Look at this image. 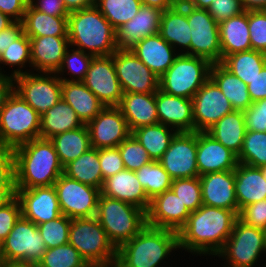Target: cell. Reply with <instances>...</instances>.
<instances>
[{"mask_svg":"<svg viewBox=\"0 0 266 267\" xmlns=\"http://www.w3.org/2000/svg\"><path fill=\"white\" fill-rule=\"evenodd\" d=\"M196 155L197 132H177L158 162L172 180L193 178L199 176Z\"/></svg>","mask_w":266,"mask_h":267,"instance_id":"cell-15","label":"cell"},{"mask_svg":"<svg viewBox=\"0 0 266 267\" xmlns=\"http://www.w3.org/2000/svg\"><path fill=\"white\" fill-rule=\"evenodd\" d=\"M196 161L199 176L234 170L238 164L237 155L207 132H197Z\"/></svg>","mask_w":266,"mask_h":267,"instance_id":"cell-22","label":"cell"},{"mask_svg":"<svg viewBox=\"0 0 266 267\" xmlns=\"http://www.w3.org/2000/svg\"><path fill=\"white\" fill-rule=\"evenodd\" d=\"M199 178L203 205L233 210L238 214L234 170L208 173Z\"/></svg>","mask_w":266,"mask_h":267,"instance_id":"cell-23","label":"cell"},{"mask_svg":"<svg viewBox=\"0 0 266 267\" xmlns=\"http://www.w3.org/2000/svg\"><path fill=\"white\" fill-rule=\"evenodd\" d=\"M248 26V11L219 23L222 60L230 54L252 50Z\"/></svg>","mask_w":266,"mask_h":267,"instance_id":"cell-32","label":"cell"},{"mask_svg":"<svg viewBox=\"0 0 266 267\" xmlns=\"http://www.w3.org/2000/svg\"><path fill=\"white\" fill-rule=\"evenodd\" d=\"M70 224L71 219L62 214L54 220L37 225L47 249L68 243Z\"/></svg>","mask_w":266,"mask_h":267,"instance_id":"cell-46","label":"cell"},{"mask_svg":"<svg viewBox=\"0 0 266 267\" xmlns=\"http://www.w3.org/2000/svg\"><path fill=\"white\" fill-rule=\"evenodd\" d=\"M248 26L252 50L266 53V11H248Z\"/></svg>","mask_w":266,"mask_h":267,"instance_id":"cell-50","label":"cell"},{"mask_svg":"<svg viewBox=\"0 0 266 267\" xmlns=\"http://www.w3.org/2000/svg\"><path fill=\"white\" fill-rule=\"evenodd\" d=\"M156 107L159 123L173 128V131L194 132L192 99L170 95L159 89Z\"/></svg>","mask_w":266,"mask_h":267,"instance_id":"cell-24","label":"cell"},{"mask_svg":"<svg viewBox=\"0 0 266 267\" xmlns=\"http://www.w3.org/2000/svg\"><path fill=\"white\" fill-rule=\"evenodd\" d=\"M5 261H20L37 265L47 250L41 234L33 222L22 215L1 243Z\"/></svg>","mask_w":266,"mask_h":267,"instance_id":"cell-12","label":"cell"},{"mask_svg":"<svg viewBox=\"0 0 266 267\" xmlns=\"http://www.w3.org/2000/svg\"><path fill=\"white\" fill-rule=\"evenodd\" d=\"M243 115L246 131L266 132V98L252 103Z\"/></svg>","mask_w":266,"mask_h":267,"instance_id":"cell-51","label":"cell"},{"mask_svg":"<svg viewBox=\"0 0 266 267\" xmlns=\"http://www.w3.org/2000/svg\"><path fill=\"white\" fill-rule=\"evenodd\" d=\"M38 1V2H37ZM31 0L28 2L35 10L51 16H69L63 0Z\"/></svg>","mask_w":266,"mask_h":267,"instance_id":"cell-57","label":"cell"},{"mask_svg":"<svg viewBox=\"0 0 266 267\" xmlns=\"http://www.w3.org/2000/svg\"><path fill=\"white\" fill-rule=\"evenodd\" d=\"M64 175L101 189L103 185V176L99 163V149L90 148L74 161L64 167Z\"/></svg>","mask_w":266,"mask_h":267,"instance_id":"cell-38","label":"cell"},{"mask_svg":"<svg viewBox=\"0 0 266 267\" xmlns=\"http://www.w3.org/2000/svg\"><path fill=\"white\" fill-rule=\"evenodd\" d=\"M239 212L249 204L266 199V180L259 167L238 163L234 169Z\"/></svg>","mask_w":266,"mask_h":267,"instance_id":"cell-30","label":"cell"},{"mask_svg":"<svg viewBox=\"0 0 266 267\" xmlns=\"http://www.w3.org/2000/svg\"><path fill=\"white\" fill-rule=\"evenodd\" d=\"M238 163L253 167L266 165V132L246 131Z\"/></svg>","mask_w":266,"mask_h":267,"instance_id":"cell-43","label":"cell"},{"mask_svg":"<svg viewBox=\"0 0 266 267\" xmlns=\"http://www.w3.org/2000/svg\"><path fill=\"white\" fill-rule=\"evenodd\" d=\"M21 215V205L17 197L0 207V244L9 235Z\"/></svg>","mask_w":266,"mask_h":267,"instance_id":"cell-53","label":"cell"},{"mask_svg":"<svg viewBox=\"0 0 266 267\" xmlns=\"http://www.w3.org/2000/svg\"><path fill=\"white\" fill-rule=\"evenodd\" d=\"M40 118L41 115L14 91L0 110V147L13 149L40 138Z\"/></svg>","mask_w":266,"mask_h":267,"instance_id":"cell-6","label":"cell"},{"mask_svg":"<svg viewBox=\"0 0 266 267\" xmlns=\"http://www.w3.org/2000/svg\"><path fill=\"white\" fill-rule=\"evenodd\" d=\"M99 163L103 181L125 169L118 147L99 149Z\"/></svg>","mask_w":266,"mask_h":267,"instance_id":"cell-52","label":"cell"},{"mask_svg":"<svg viewBox=\"0 0 266 267\" xmlns=\"http://www.w3.org/2000/svg\"><path fill=\"white\" fill-rule=\"evenodd\" d=\"M57 192L61 213L70 219L95 217L99 188L83 184L64 174L53 185Z\"/></svg>","mask_w":266,"mask_h":267,"instance_id":"cell-11","label":"cell"},{"mask_svg":"<svg viewBox=\"0 0 266 267\" xmlns=\"http://www.w3.org/2000/svg\"><path fill=\"white\" fill-rule=\"evenodd\" d=\"M162 13L160 9L142 5L130 21L116 29L117 49H130L144 38L158 34Z\"/></svg>","mask_w":266,"mask_h":267,"instance_id":"cell-21","label":"cell"},{"mask_svg":"<svg viewBox=\"0 0 266 267\" xmlns=\"http://www.w3.org/2000/svg\"><path fill=\"white\" fill-rule=\"evenodd\" d=\"M68 243L88 264L115 266L117 249L96 217L71 219Z\"/></svg>","mask_w":266,"mask_h":267,"instance_id":"cell-7","label":"cell"},{"mask_svg":"<svg viewBox=\"0 0 266 267\" xmlns=\"http://www.w3.org/2000/svg\"><path fill=\"white\" fill-rule=\"evenodd\" d=\"M3 267H36V265L20 261H5Z\"/></svg>","mask_w":266,"mask_h":267,"instance_id":"cell-68","label":"cell"},{"mask_svg":"<svg viewBox=\"0 0 266 267\" xmlns=\"http://www.w3.org/2000/svg\"><path fill=\"white\" fill-rule=\"evenodd\" d=\"M190 31L186 2L177 3L174 7L163 11L158 34L174 49L179 45L187 50L182 51L181 54L190 55Z\"/></svg>","mask_w":266,"mask_h":267,"instance_id":"cell-29","label":"cell"},{"mask_svg":"<svg viewBox=\"0 0 266 267\" xmlns=\"http://www.w3.org/2000/svg\"><path fill=\"white\" fill-rule=\"evenodd\" d=\"M135 173L150 200L171 189L172 179L158 161H151Z\"/></svg>","mask_w":266,"mask_h":267,"instance_id":"cell-41","label":"cell"},{"mask_svg":"<svg viewBox=\"0 0 266 267\" xmlns=\"http://www.w3.org/2000/svg\"><path fill=\"white\" fill-rule=\"evenodd\" d=\"M84 126L74 109L62 98L40 118V138L50 139Z\"/></svg>","mask_w":266,"mask_h":267,"instance_id":"cell-33","label":"cell"},{"mask_svg":"<svg viewBox=\"0 0 266 267\" xmlns=\"http://www.w3.org/2000/svg\"><path fill=\"white\" fill-rule=\"evenodd\" d=\"M116 249L137 235L146 224V212L132 204L100 194L96 216Z\"/></svg>","mask_w":266,"mask_h":267,"instance_id":"cell-5","label":"cell"},{"mask_svg":"<svg viewBox=\"0 0 266 267\" xmlns=\"http://www.w3.org/2000/svg\"><path fill=\"white\" fill-rule=\"evenodd\" d=\"M130 50L159 78L179 55L159 34L144 38Z\"/></svg>","mask_w":266,"mask_h":267,"instance_id":"cell-27","label":"cell"},{"mask_svg":"<svg viewBox=\"0 0 266 267\" xmlns=\"http://www.w3.org/2000/svg\"><path fill=\"white\" fill-rule=\"evenodd\" d=\"M206 132L238 156L246 133L243 111L234 110L226 114Z\"/></svg>","mask_w":266,"mask_h":267,"instance_id":"cell-34","label":"cell"},{"mask_svg":"<svg viewBox=\"0 0 266 267\" xmlns=\"http://www.w3.org/2000/svg\"><path fill=\"white\" fill-rule=\"evenodd\" d=\"M262 252L266 253L264 230L249 226L238 218L231 235L216 255L225 257L228 267H252Z\"/></svg>","mask_w":266,"mask_h":267,"instance_id":"cell-9","label":"cell"},{"mask_svg":"<svg viewBox=\"0 0 266 267\" xmlns=\"http://www.w3.org/2000/svg\"><path fill=\"white\" fill-rule=\"evenodd\" d=\"M23 33V24L17 21H14L9 27L0 31V55Z\"/></svg>","mask_w":266,"mask_h":267,"instance_id":"cell-60","label":"cell"},{"mask_svg":"<svg viewBox=\"0 0 266 267\" xmlns=\"http://www.w3.org/2000/svg\"><path fill=\"white\" fill-rule=\"evenodd\" d=\"M237 219L238 214L233 210L202 205L191 212L178 232V249L216 256L231 235Z\"/></svg>","mask_w":266,"mask_h":267,"instance_id":"cell-1","label":"cell"},{"mask_svg":"<svg viewBox=\"0 0 266 267\" xmlns=\"http://www.w3.org/2000/svg\"><path fill=\"white\" fill-rule=\"evenodd\" d=\"M30 63L31 66V43L30 38L23 33L19 38H17L12 44L0 55V64H5L6 66H19V70H14L11 76L15 78L16 76L28 73L21 71L25 68V63Z\"/></svg>","mask_w":266,"mask_h":267,"instance_id":"cell-45","label":"cell"},{"mask_svg":"<svg viewBox=\"0 0 266 267\" xmlns=\"http://www.w3.org/2000/svg\"><path fill=\"white\" fill-rule=\"evenodd\" d=\"M264 233H265V245H266V227L264 229Z\"/></svg>","mask_w":266,"mask_h":267,"instance_id":"cell-73","label":"cell"},{"mask_svg":"<svg viewBox=\"0 0 266 267\" xmlns=\"http://www.w3.org/2000/svg\"><path fill=\"white\" fill-rule=\"evenodd\" d=\"M214 0H186L185 2L197 9H207Z\"/></svg>","mask_w":266,"mask_h":267,"instance_id":"cell-66","label":"cell"},{"mask_svg":"<svg viewBox=\"0 0 266 267\" xmlns=\"http://www.w3.org/2000/svg\"><path fill=\"white\" fill-rule=\"evenodd\" d=\"M172 129L169 126L157 123L137 128L131 134L147 150L152 161H158L168 149L172 138L177 133V131L173 132Z\"/></svg>","mask_w":266,"mask_h":267,"instance_id":"cell-40","label":"cell"},{"mask_svg":"<svg viewBox=\"0 0 266 267\" xmlns=\"http://www.w3.org/2000/svg\"><path fill=\"white\" fill-rule=\"evenodd\" d=\"M247 89L252 103L266 98V65L252 81H249Z\"/></svg>","mask_w":266,"mask_h":267,"instance_id":"cell-59","label":"cell"},{"mask_svg":"<svg viewBox=\"0 0 266 267\" xmlns=\"http://www.w3.org/2000/svg\"><path fill=\"white\" fill-rule=\"evenodd\" d=\"M0 188H16L15 156L8 147H0Z\"/></svg>","mask_w":266,"mask_h":267,"instance_id":"cell-55","label":"cell"},{"mask_svg":"<svg viewBox=\"0 0 266 267\" xmlns=\"http://www.w3.org/2000/svg\"><path fill=\"white\" fill-rule=\"evenodd\" d=\"M91 147H118L130 134L127 121L118 106H106L87 124Z\"/></svg>","mask_w":266,"mask_h":267,"instance_id":"cell-18","label":"cell"},{"mask_svg":"<svg viewBox=\"0 0 266 267\" xmlns=\"http://www.w3.org/2000/svg\"><path fill=\"white\" fill-rule=\"evenodd\" d=\"M260 169L262 171V175H263L264 179L266 180V165L261 166Z\"/></svg>","mask_w":266,"mask_h":267,"instance_id":"cell-70","label":"cell"},{"mask_svg":"<svg viewBox=\"0 0 266 267\" xmlns=\"http://www.w3.org/2000/svg\"><path fill=\"white\" fill-rule=\"evenodd\" d=\"M50 141L63 167L92 148L87 125L58 134Z\"/></svg>","mask_w":266,"mask_h":267,"instance_id":"cell-37","label":"cell"},{"mask_svg":"<svg viewBox=\"0 0 266 267\" xmlns=\"http://www.w3.org/2000/svg\"><path fill=\"white\" fill-rule=\"evenodd\" d=\"M177 248V232L146 225L117 249L114 267H159L161 261Z\"/></svg>","mask_w":266,"mask_h":267,"instance_id":"cell-4","label":"cell"},{"mask_svg":"<svg viewBox=\"0 0 266 267\" xmlns=\"http://www.w3.org/2000/svg\"><path fill=\"white\" fill-rule=\"evenodd\" d=\"M93 57L94 56L85 53L79 49H67L63 57L62 64L56 74L59 75L67 69L69 71L68 73H71L72 79L69 80L66 78L59 77L62 81H83Z\"/></svg>","mask_w":266,"mask_h":267,"instance_id":"cell-48","label":"cell"},{"mask_svg":"<svg viewBox=\"0 0 266 267\" xmlns=\"http://www.w3.org/2000/svg\"><path fill=\"white\" fill-rule=\"evenodd\" d=\"M100 191L104 196L132 204L145 212L150 205V199L147 197L135 171L124 169L104 179Z\"/></svg>","mask_w":266,"mask_h":267,"instance_id":"cell-25","label":"cell"},{"mask_svg":"<svg viewBox=\"0 0 266 267\" xmlns=\"http://www.w3.org/2000/svg\"><path fill=\"white\" fill-rule=\"evenodd\" d=\"M27 5V0H0V11L14 21L22 22Z\"/></svg>","mask_w":266,"mask_h":267,"instance_id":"cell-58","label":"cell"},{"mask_svg":"<svg viewBox=\"0 0 266 267\" xmlns=\"http://www.w3.org/2000/svg\"><path fill=\"white\" fill-rule=\"evenodd\" d=\"M57 76L56 73L46 72L40 75L28 72L16 76L14 91L42 115L61 99L62 80Z\"/></svg>","mask_w":266,"mask_h":267,"instance_id":"cell-13","label":"cell"},{"mask_svg":"<svg viewBox=\"0 0 266 267\" xmlns=\"http://www.w3.org/2000/svg\"><path fill=\"white\" fill-rule=\"evenodd\" d=\"M115 32L95 5L71 12L68 16L67 36L70 46H77L85 53L88 51L94 57L109 56L117 50Z\"/></svg>","mask_w":266,"mask_h":267,"instance_id":"cell-3","label":"cell"},{"mask_svg":"<svg viewBox=\"0 0 266 267\" xmlns=\"http://www.w3.org/2000/svg\"><path fill=\"white\" fill-rule=\"evenodd\" d=\"M95 6L116 30L138 13L142 3L141 0H95Z\"/></svg>","mask_w":266,"mask_h":267,"instance_id":"cell-42","label":"cell"},{"mask_svg":"<svg viewBox=\"0 0 266 267\" xmlns=\"http://www.w3.org/2000/svg\"><path fill=\"white\" fill-rule=\"evenodd\" d=\"M186 15L190 26V55L202 57L213 63H221L219 24L207 9H197L186 3Z\"/></svg>","mask_w":266,"mask_h":267,"instance_id":"cell-10","label":"cell"},{"mask_svg":"<svg viewBox=\"0 0 266 267\" xmlns=\"http://www.w3.org/2000/svg\"><path fill=\"white\" fill-rule=\"evenodd\" d=\"M67 10L71 13L95 5V0H63Z\"/></svg>","mask_w":266,"mask_h":267,"instance_id":"cell-62","label":"cell"},{"mask_svg":"<svg viewBox=\"0 0 266 267\" xmlns=\"http://www.w3.org/2000/svg\"><path fill=\"white\" fill-rule=\"evenodd\" d=\"M142 5L154 7L162 11L174 7L177 2L175 0H141Z\"/></svg>","mask_w":266,"mask_h":267,"instance_id":"cell-63","label":"cell"},{"mask_svg":"<svg viewBox=\"0 0 266 267\" xmlns=\"http://www.w3.org/2000/svg\"><path fill=\"white\" fill-rule=\"evenodd\" d=\"M106 106H119L123 91L117 78L112 55L93 57L82 81Z\"/></svg>","mask_w":266,"mask_h":267,"instance_id":"cell-17","label":"cell"},{"mask_svg":"<svg viewBox=\"0 0 266 267\" xmlns=\"http://www.w3.org/2000/svg\"><path fill=\"white\" fill-rule=\"evenodd\" d=\"M245 11L250 10H264L266 7V0H240Z\"/></svg>","mask_w":266,"mask_h":267,"instance_id":"cell-65","label":"cell"},{"mask_svg":"<svg viewBox=\"0 0 266 267\" xmlns=\"http://www.w3.org/2000/svg\"><path fill=\"white\" fill-rule=\"evenodd\" d=\"M238 218L249 226L264 230L266 227V199L245 206Z\"/></svg>","mask_w":266,"mask_h":267,"instance_id":"cell-56","label":"cell"},{"mask_svg":"<svg viewBox=\"0 0 266 267\" xmlns=\"http://www.w3.org/2000/svg\"><path fill=\"white\" fill-rule=\"evenodd\" d=\"M88 263L70 243L47 249L36 267H85Z\"/></svg>","mask_w":266,"mask_h":267,"instance_id":"cell-44","label":"cell"},{"mask_svg":"<svg viewBox=\"0 0 266 267\" xmlns=\"http://www.w3.org/2000/svg\"><path fill=\"white\" fill-rule=\"evenodd\" d=\"M118 107L131 132L143 126L159 123L156 93H123Z\"/></svg>","mask_w":266,"mask_h":267,"instance_id":"cell-28","label":"cell"},{"mask_svg":"<svg viewBox=\"0 0 266 267\" xmlns=\"http://www.w3.org/2000/svg\"><path fill=\"white\" fill-rule=\"evenodd\" d=\"M208 13L219 24L225 19L245 11L240 0H214L207 8Z\"/></svg>","mask_w":266,"mask_h":267,"instance_id":"cell-54","label":"cell"},{"mask_svg":"<svg viewBox=\"0 0 266 267\" xmlns=\"http://www.w3.org/2000/svg\"><path fill=\"white\" fill-rule=\"evenodd\" d=\"M22 24L28 37L67 36L68 16L47 15L28 3Z\"/></svg>","mask_w":266,"mask_h":267,"instance_id":"cell-36","label":"cell"},{"mask_svg":"<svg viewBox=\"0 0 266 267\" xmlns=\"http://www.w3.org/2000/svg\"><path fill=\"white\" fill-rule=\"evenodd\" d=\"M171 189L190 212L196 211L203 205L202 188L199 176L174 179L172 180Z\"/></svg>","mask_w":266,"mask_h":267,"instance_id":"cell-47","label":"cell"},{"mask_svg":"<svg viewBox=\"0 0 266 267\" xmlns=\"http://www.w3.org/2000/svg\"><path fill=\"white\" fill-rule=\"evenodd\" d=\"M13 152L16 189L53 186L64 172L50 139H32L13 148Z\"/></svg>","mask_w":266,"mask_h":267,"instance_id":"cell-2","label":"cell"},{"mask_svg":"<svg viewBox=\"0 0 266 267\" xmlns=\"http://www.w3.org/2000/svg\"><path fill=\"white\" fill-rule=\"evenodd\" d=\"M4 263H5V258L2 252V248H0V267H3Z\"/></svg>","mask_w":266,"mask_h":267,"instance_id":"cell-69","label":"cell"},{"mask_svg":"<svg viewBox=\"0 0 266 267\" xmlns=\"http://www.w3.org/2000/svg\"><path fill=\"white\" fill-rule=\"evenodd\" d=\"M31 43V67L39 73H56L70 47L68 36L29 37Z\"/></svg>","mask_w":266,"mask_h":267,"instance_id":"cell-26","label":"cell"},{"mask_svg":"<svg viewBox=\"0 0 266 267\" xmlns=\"http://www.w3.org/2000/svg\"><path fill=\"white\" fill-rule=\"evenodd\" d=\"M177 3L185 2L186 0H175Z\"/></svg>","mask_w":266,"mask_h":267,"instance_id":"cell-72","label":"cell"},{"mask_svg":"<svg viewBox=\"0 0 266 267\" xmlns=\"http://www.w3.org/2000/svg\"><path fill=\"white\" fill-rule=\"evenodd\" d=\"M212 63L202 57L181 54L159 78V89L167 94L192 99L210 78Z\"/></svg>","mask_w":266,"mask_h":267,"instance_id":"cell-8","label":"cell"},{"mask_svg":"<svg viewBox=\"0 0 266 267\" xmlns=\"http://www.w3.org/2000/svg\"><path fill=\"white\" fill-rule=\"evenodd\" d=\"M13 22V19L0 11V31H3L5 28L9 27Z\"/></svg>","mask_w":266,"mask_h":267,"instance_id":"cell-67","label":"cell"},{"mask_svg":"<svg viewBox=\"0 0 266 267\" xmlns=\"http://www.w3.org/2000/svg\"><path fill=\"white\" fill-rule=\"evenodd\" d=\"M85 267H104V266H100V265H93V264H88L87 266Z\"/></svg>","mask_w":266,"mask_h":267,"instance_id":"cell-71","label":"cell"},{"mask_svg":"<svg viewBox=\"0 0 266 267\" xmlns=\"http://www.w3.org/2000/svg\"><path fill=\"white\" fill-rule=\"evenodd\" d=\"M210 78L218 85L234 110L245 111L252 101L247 84L227 70L221 63H213Z\"/></svg>","mask_w":266,"mask_h":267,"instance_id":"cell-35","label":"cell"},{"mask_svg":"<svg viewBox=\"0 0 266 267\" xmlns=\"http://www.w3.org/2000/svg\"><path fill=\"white\" fill-rule=\"evenodd\" d=\"M194 131L206 132L223 116L234 111L218 85L209 78L192 97Z\"/></svg>","mask_w":266,"mask_h":267,"instance_id":"cell-16","label":"cell"},{"mask_svg":"<svg viewBox=\"0 0 266 267\" xmlns=\"http://www.w3.org/2000/svg\"><path fill=\"white\" fill-rule=\"evenodd\" d=\"M61 98L74 109L84 125L105 107L82 81H62Z\"/></svg>","mask_w":266,"mask_h":267,"instance_id":"cell-31","label":"cell"},{"mask_svg":"<svg viewBox=\"0 0 266 267\" xmlns=\"http://www.w3.org/2000/svg\"><path fill=\"white\" fill-rule=\"evenodd\" d=\"M190 214L179 197L169 189L150 200L146 224L178 233L185 226Z\"/></svg>","mask_w":266,"mask_h":267,"instance_id":"cell-20","label":"cell"},{"mask_svg":"<svg viewBox=\"0 0 266 267\" xmlns=\"http://www.w3.org/2000/svg\"><path fill=\"white\" fill-rule=\"evenodd\" d=\"M112 58L123 93L151 94L159 90V77L130 49H117Z\"/></svg>","mask_w":266,"mask_h":267,"instance_id":"cell-14","label":"cell"},{"mask_svg":"<svg viewBox=\"0 0 266 267\" xmlns=\"http://www.w3.org/2000/svg\"><path fill=\"white\" fill-rule=\"evenodd\" d=\"M118 148L126 170L137 171L142 166L152 161L147 150L132 134H130Z\"/></svg>","mask_w":266,"mask_h":267,"instance_id":"cell-49","label":"cell"},{"mask_svg":"<svg viewBox=\"0 0 266 267\" xmlns=\"http://www.w3.org/2000/svg\"><path fill=\"white\" fill-rule=\"evenodd\" d=\"M14 78L0 73V110L4 107L8 97L14 92Z\"/></svg>","mask_w":266,"mask_h":267,"instance_id":"cell-61","label":"cell"},{"mask_svg":"<svg viewBox=\"0 0 266 267\" xmlns=\"http://www.w3.org/2000/svg\"><path fill=\"white\" fill-rule=\"evenodd\" d=\"M221 64L245 84H249L266 65V53L256 50L227 55Z\"/></svg>","mask_w":266,"mask_h":267,"instance_id":"cell-39","label":"cell"},{"mask_svg":"<svg viewBox=\"0 0 266 267\" xmlns=\"http://www.w3.org/2000/svg\"><path fill=\"white\" fill-rule=\"evenodd\" d=\"M23 217L39 225L62 215L54 186L16 189Z\"/></svg>","mask_w":266,"mask_h":267,"instance_id":"cell-19","label":"cell"},{"mask_svg":"<svg viewBox=\"0 0 266 267\" xmlns=\"http://www.w3.org/2000/svg\"><path fill=\"white\" fill-rule=\"evenodd\" d=\"M16 197V188H0V207L10 203Z\"/></svg>","mask_w":266,"mask_h":267,"instance_id":"cell-64","label":"cell"}]
</instances>
